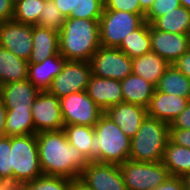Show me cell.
Listing matches in <instances>:
<instances>
[{
	"label": "cell",
	"instance_id": "d6a6232c",
	"mask_svg": "<svg viewBox=\"0 0 190 190\" xmlns=\"http://www.w3.org/2000/svg\"><path fill=\"white\" fill-rule=\"evenodd\" d=\"M104 9V0H77L76 10L71 18L100 20Z\"/></svg>",
	"mask_w": 190,
	"mask_h": 190
},
{
	"label": "cell",
	"instance_id": "8d00e7d4",
	"mask_svg": "<svg viewBox=\"0 0 190 190\" xmlns=\"http://www.w3.org/2000/svg\"><path fill=\"white\" fill-rule=\"evenodd\" d=\"M169 140L176 145L190 148V129L169 128Z\"/></svg>",
	"mask_w": 190,
	"mask_h": 190
},
{
	"label": "cell",
	"instance_id": "277c9868",
	"mask_svg": "<svg viewBox=\"0 0 190 190\" xmlns=\"http://www.w3.org/2000/svg\"><path fill=\"white\" fill-rule=\"evenodd\" d=\"M170 124L148 115L131 138L129 159L141 162L162 161L169 140Z\"/></svg>",
	"mask_w": 190,
	"mask_h": 190
},
{
	"label": "cell",
	"instance_id": "bcb514c9",
	"mask_svg": "<svg viewBox=\"0 0 190 190\" xmlns=\"http://www.w3.org/2000/svg\"><path fill=\"white\" fill-rule=\"evenodd\" d=\"M184 182V190H190V174L182 177Z\"/></svg>",
	"mask_w": 190,
	"mask_h": 190
},
{
	"label": "cell",
	"instance_id": "b9f144b4",
	"mask_svg": "<svg viewBox=\"0 0 190 190\" xmlns=\"http://www.w3.org/2000/svg\"><path fill=\"white\" fill-rule=\"evenodd\" d=\"M173 65L190 79V49L173 63Z\"/></svg>",
	"mask_w": 190,
	"mask_h": 190
},
{
	"label": "cell",
	"instance_id": "5b68a950",
	"mask_svg": "<svg viewBox=\"0 0 190 190\" xmlns=\"http://www.w3.org/2000/svg\"><path fill=\"white\" fill-rule=\"evenodd\" d=\"M11 168L13 184L19 188L43 175L36 134L11 137Z\"/></svg>",
	"mask_w": 190,
	"mask_h": 190
},
{
	"label": "cell",
	"instance_id": "d6986e66",
	"mask_svg": "<svg viewBox=\"0 0 190 190\" xmlns=\"http://www.w3.org/2000/svg\"><path fill=\"white\" fill-rule=\"evenodd\" d=\"M66 61L61 54H58L48 57L41 63H29L28 80L39 91H47L53 79L62 71Z\"/></svg>",
	"mask_w": 190,
	"mask_h": 190
},
{
	"label": "cell",
	"instance_id": "7a4b0ae2",
	"mask_svg": "<svg viewBox=\"0 0 190 190\" xmlns=\"http://www.w3.org/2000/svg\"><path fill=\"white\" fill-rule=\"evenodd\" d=\"M100 47L99 20L67 17L59 32V53L66 60L90 61Z\"/></svg>",
	"mask_w": 190,
	"mask_h": 190
},
{
	"label": "cell",
	"instance_id": "6da1fadb",
	"mask_svg": "<svg viewBox=\"0 0 190 190\" xmlns=\"http://www.w3.org/2000/svg\"><path fill=\"white\" fill-rule=\"evenodd\" d=\"M40 167L43 175L62 176L79 180L89 160L70 145L65 131L36 133Z\"/></svg>",
	"mask_w": 190,
	"mask_h": 190
},
{
	"label": "cell",
	"instance_id": "9c48e42d",
	"mask_svg": "<svg viewBox=\"0 0 190 190\" xmlns=\"http://www.w3.org/2000/svg\"><path fill=\"white\" fill-rule=\"evenodd\" d=\"M92 75L123 80L132 74V59L119 48L100 46L90 61Z\"/></svg>",
	"mask_w": 190,
	"mask_h": 190
},
{
	"label": "cell",
	"instance_id": "1f68e13d",
	"mask_svg": "<svg viewBox=\"0 0 190 190\" xmlns=\"http://www.w3.org/2000/svg\"><path fill=\"white\" fill-rule=\"evenodd\" d=\"M65 17L53 0H45L44 7L37 26L60 32L65 22Z\"/></svg>",
	"mask_w": 190,
	"mask_h": 190
},
{
	"label": "cell",
	"instance_id": "603a6c76",
	"mask_svg": "<svg viewBox=\"0 0 190 190\" xmlns=\"http://www.w3.org/2000/svg\"><path fill=\"white\" fill-rule=\"evenodd\" d=\"M29 62L0 46L1 85L28 79Z\"/></svg>",
	"mask_w": 190,
	"mask_h": 190
},
{
	"label": "cell",
	"instance_id": "3957f363",
	"mask_svg": "<svg viewBox=\"0 0 190 190\" xmlns=\"http://www.w3.org/2000/svg\"><path fill=\"white\" fill-rule=\"evenodd\" d=\"M90 161L121 165L129 159L131 138L103 113L94 125Z\"/></svg>",
	"mask_w": 190,
	"mask_h": 190
},
{
	"label": "cell",
	"instance_id": "ba28073f",
	"mask_svg": "<svg viewBox=\"0 0 190 190\" xmlns=\"http://www.w3.org/2000/svg\"><path fill=\"white\" fill-rule=\"evenodd\" d=\"M64 125L94 127L104 113L89 97L87 91L72 93L59 99Z\"/></svg>",
	"mask_w": 190,
	"mask_h": 190
},
{
	"label": "cell",
	"instance_id": "4fadbf2b",
	"mask_svg": "<svg viewBox=\"0 0 190 190\" xmlns=\"http://www.w3.org/2000/svg\"><path fill=\"white\" fill-rule=\"evenodd\" d=\"M0 46L28 61L33 47L32 25L13 20L0 22Z\"/></svg>",
	"mask_w": 190,
	"mask_h": 190
},
{
	"label": "cell",
	"instance_id": "e575fe53",
	"mask_svg": "<svg viewBox=\"0 0 190 190\" xmlns=\"http://www.w3.org/2000/svg\"><path fill=\"white\" fill-rule=\"evenodd\" d=\"M180 6V0H154L150 10L145 14V21L151 24L155 19Z\"/></svg>",
	"mask_w": 190,
	"mask_h": 190
},
{
	"label": "cell",
	"instance_id": "e0dca14e",
	"mask_svg": "<svg viewBox=\"0 0 190 190\" xmlns=\"http://www.w3.org/2000/svg\"><path fill=\"white\" fill-rule=\"evenodd\" d=\"M189 102V98L167 94L155 89L147 107V115L171 124Z\"/></svg>",
	"mask_w": 190,
	"mask_h": 190
},
{
	"label": "cell",
	"instance_id": "44dd1931",
	"mask_svg": "<svg viewBox=\"0 0 190 190\" xmlns=\"http://www.w3.org/2000/svg\"><path fill=\"white\" fill-rule=\"evenodd\" d=\"M122 96L125 103H131L147 108L156 86L141 76L133 73L120 81Z\"/></svg>",
	"mask_w": 190,
	"mask_h": 190
},
{
	"label": "cell",
	"instance_id": "ac0fdd59",
	"mask_svg": "<svg viewBox=\"0 0 190 190\" xmlns=\"http://www.w3.org/2000/svg\"><path fill=\"white\" fill-rule=\"evenodd\" d=\"M39 92L28 79L0 86V98L6 109H31Z\"/></svg>",
	"mask_w": 190,
	"mask_h": 190
},
{
	"label": "cell",
	"instance_id": "2e32d148",
	"mask_svg": "<svg viewBox=\"0 0 190 190\" xmlns=\"http://www.w3.org/2000/svg\"><path fill=\"white\" fill-rule=\"evenodd\" d=\"M104 113L120 127L126 136L132 138L146 118L147 108L122 102L111 106Z\"/></svg>",
	"mask_w": 190,
	"mask_h": 190
},
{
	"label": "cell",
	"instance_id": "7bdbcfd3",
	"mask_svg": "<svg viewBox=\"0 0 190 190\" xmlns=\"http://www.w3.org/2000/svg\"><path fill=\"white\" fill-rule=\"evenodd\" d=\"M7 109L0 98V137L5 136V121Z\"/></svg>",
	"mask_w": 190,
	"mask_h": 190
},
{
	"label": "cell",
	"instance_id": "8fae6325",
	"mask_svg": "<svg viewBox=\"0 0 190 190\" xmlns=\"http://www.w3.org/2000/svg\"><path fill=\"white\" fill-rule=\"evenodd\" d=\"M35 134L43 131H59L64 128L60 101L48 91H40L31 107Z\"/></svg>",
	"mask_w": 190,
	"mask_h": 190
},
{
	"label": "cell",
	"instance_id": "83f0119b",
	"mask_svg": "<svg viewBox=\"0 0 190 190\" xmlns=\"http://www.w3.org/2000/svg\"><path fill=\"white\" fill-rule=\"evenodd\" d=\"M35 134L31 109H7L5 136Z\"/></svg>",
	"mask_w": 190,
	"mask_h": 190
},
{
	"label": "cell",
	"instance_id": "74e56055",
	"mask_svg": "<svg viewBox=\"0 0 190 190\" xmlns=\"http://www.w3.org/2000/svg\"><path fill=\"white\" fill-rule=\"evenodd\" d=\"M170 128L190 129V102L186 108L172 121Z\"/></svg>",
	"mask_w": 190,
	"mask_h": 190
},
{
	"label": "cell",
	"instance_id": "681fc988",
	"mask_svg": "<svg viewBox=\"0 0 190 190\" xmlns=\"http://www.w3.org/2000/svg\"><path fill=\"white\" fill-rule=\"evenodd\" d=\"M9 182L0 175V188L6 186Z\"/></svg>",
	"mask_w": 190,
	"mask_h": 190
},
{
	"label": "cell",
	"instance_id": "7dc6e473",
	"mask_svg": "<svg viewBox=\"0 0 190 190\" xmlns=\"http://www.w3.org/2000/svg\"><path fill=\"white\" fill-rule=\"evenodd\" d=\"M0 190H20V188L12 183H8L6 186L0 188Z\"/></svg>",
	"mask_w": 190,
	"mask_h": 190
},
{
	"label": "cell",
	"instance_id": "484cf974",
	"mask_svg": "<svg viewBox=\"0 0 190 190\" xmlns=\"http://www.w3.org/2000/svg\"><path fill=\"white\" fill-rule=\"evenodd\" d=\"M156 90L190 99V79L170 64L159 79Z\"/></svg>",
	"mask_w": 190,
	"mask_h": 190
},
{
	"label": "cell",
	"instance_id": "9a60e30c",
	"mask_svg": "<svg viewBox=\"0 0 190 190\" xmlns=\"http://www.w3.org/2000/svg\"><path fill=\"white\" fill-rule=\"evenodd\" d=\"M86 91L104 112L111 106L124 102L120 80L91 75Z\"/></svg>",
	"mask_w": 190,
	"mask_h": 190
},
{
	"label": "cell",
	"instance_id": "4dcf8cb0",
	"mask_svg": "<svg viewBox=\"0 0 190 190\" xmlns=\"http://www.w3.org/2000/svg\"><path fill=\"white\" fill-rule=\"evenodd\" d=\"M73 180L53 175H41L27 182L20 190H69Z\"/></svg>",
	"mask_w": 190,
	"mask_h": 190
},
{
	"label": "cell",
	"instance_id": "c3c4849f",
	"mask_svg": "<svg viewBox=\"0 0 190 190\" xmlns=\"http://www.w3.org/2000/svg\"><path fill=\"white\" fill-rule=\"evenodd\" d=\"M181 6H184L186 9L190 10V0H180Z\"/></svg>",
	"mask_w": 190,
	"mask_h": 190
},
{
	"label": "cell",
	"instance_id": "d4e9b609",
	"mask_svg": "<svg viewBox=\"0 0 190 190\" xmlns=\"http://www.w3.org/2000/svg\"><path fill=\"white\" fill-rule=\"evenodd\" d=\"M151 25L158 30L175 34H188L190 30V10L184 6L155 19Z\"/></svg>",
	"mask_w": 190,
	"mask_h": 190
},
{
	"label": "cell",
	"instance_id": "8992f818",
	"mask_svg": "<svg viewBox=\"0 0 190 190\" xmlns=\"http://www.w3.org/2000/svg\"><path fill=\"white\" fill-rule=\"evenodd\" d=\"M145 22V15L104 10L99 20L100 46L118 48L124 38Z\"/></svg>",
	"mask_w": 190,
	"mask_h": 190
},
{
	"label": "cell",
	"instance_id": "30bf717a",
	"mask_svg": "<svg viewBox=\"0 0 190 190\" xmlns=\"http://www.w3.org/2000/svg\"><path fill=\"white\" fill-rule=\"evenodd\" d=\"M91 75L88 61L67 60L47 91L59 99L72 93L86 91Z\"/></svg>",
	"mask_w": 190,
	"mask_h": 190
},
{
	"label": "cell",
	"instance_id": "60d3db41",
	"mask_svg": "<svg viewBox=\"0 0 190 190\" xmlns=\"http://www.w3.org/2000/svg\"><path fill=\"white\" fill-rule=\"evenodd\" d=\"M65 18L70 17L76 10L77 0H53Z\"/></svg>",
	"mask_w": 190,
	"mask_h": 190
},
{
	"label": "cell",
	"instance_id": "f1b7e54d",
	"mask_svg": "<svg viewBox=\"0 0 190 190\" xmlns=\"http://www.w3.org/2000/svg\"><path fill=\"white\" fill-rule=\"evenodd\" d=\"M63 130L69 144L77 148L90 161V148L95 133L94 127L73 124L64 125Z\"/></svg>",
	"mask_w": 190,
	"mask_h": 190
},
{
	"label": "cell",
	"instance_id": "ffe728a7",
	"mask_svg": "<svg viewBox=\"0 0 190 190\" xmlns=\"http://www.w3.org/2000/svg\"><path fill=\"white\" fill-rule=\"evenodd\" d=\"M33 47L29 63H41L59 53V32L32 25Z\"/></svg>",
	"mask_w": 190,
	"mask_h": 190
},
{
	"label": "cell",
	"instance_id": "5bb4252c",
	"mask_svg": "<svg viewBox=\"0 0 190 190\" xmlns=\"http://www.w3.org/2000/svg\"><path fill=\"white\" fill-rule=\"evenodd\" d=\"M151 51L157 53L170 64L175 63L190 49L188 34L168 33L155 29L149 24Z\"/></svg>",
	"mask_w": 190,
	"mask_h": 190
},
{
	"label": "cell",
	"instance_id": "ab89813d",
	"mask_svg": "<svg viewBox=\"0 0 190 190\" xmlns=\"http://www.w3.org/2000/svg\"><path fill=\"white\" fill-rule=\"evenodd\" d=\"M151 190H184L182 177L170 176L164 183Z\"/></svg>",
	"mask_w": 190,
	"mask_h": 190
},
{
	"label": "cell",
	"instance_id": "7402d4cb",
	"mask_svg": "<svg viewBox=\"0 0 190 190\" xmlns=\"http://www.w3.org/2000/svg\"><path fill=\"white\" fill-rule=\"evenodd\" d=\"M169 66V62L152 51L132 59V73L155 86Z\"/></svg>",
	"mask_w": 190,
	"mask_h": 190
},
{
	"label": "cell",
	"instance_id": "f546056e",
	"mask_svg": "<svg viewBox=\"0 0 190 190\" xmlns=\"http://www.w3.org/2000/svg\"><path fill=\"white\" fill-rule=\"evenodd\" d=\"M45 0H15L13 21L36 25Z\"/></svg>",
	"mask_w": 190,
	"mask_h": 190
},
{
	"label": "cell",
	"instance_id": "d590c367",
	"mask_svg": "<svg viewBox=\"0 0 190 190\" xmlns=\"http://www.w3.org/2000/svg\"><path fill=\"white\" fill-rule=\"evenodd\" d=\"M104 10L126 11L138 15H145L141 10L139 0H104Z\"/></svg>",
	"mask_w": 190,
	"mask_h": 190
},
{
	"label": "cell",
	"instance_id": "4316f807",
	"mask_svg": "<svg viewBox=\"0 0 190 190\" xmlns=\"http://www.w3.org/2000/svg\"><path fill=\"white\" fill-rule=\"evenodd\" d=\"M118 48L131 59L151 52L149 23L145 21L126 36Z\"/></svg>",
	"mask_w": 190,
	"mask_h": 190
},
{
	"label": "cell",
	"instance_id": "f6af8a7d",
	"mask_svg": "<svg viewBox=\"0 0 190 190\" xmlns=\"http://www.w3.org/2000/svg\"><path fill=\"white\" fill-rule=\"evenodd\" d=\"M139 1H140L141 10L145 14L150 10V8L154 2V0H139Z\"/></svg>",
	"mask_w": 190,
	"mask_h": 190
},
{
	"label": "cell",
	"instance_id": "f35d334b",
	"mask_svg": "<svg viewBox=\"0 0 190 190\" xmlns=\"http://www.w3.org/2000/svg\"><path fill=\"white\" fill-rule=\"evenodd\" d=\"M14 5L15 0H0V22L13 19Z\"/></svg>",
	"mask_w": 190,
	"mask_h": 190
},
{
	"label": "cell",
	"instance_id": "ee69618b",
	"mask_svg": "<svg viewBox=\"0 0 190 190\" xmlns=\"http://www.w3.org/2000/svg\"><path fill=\"white\" fill-rule=\"evenodd\" d=\"M69 190H91L88 189L82 182H80L79 180H73Z\"/></svg>",
	"mask_w": 190,
	"mask_h": 190
},
{
	"label": "cell",
	"instance_id": "7c38bea8",
	"mask_svg": "<svg viewBox=\"0 0 190 190\" xmlns=\"http://www.w3.org/2000/svg\"><path fill=\"white\" fill-rule=\"evenodd\" d=\"M79 181L91 190H127L119 165L89 161Z\"/></svg>",
	"mask_w": 190,
	"mask_h": 190
},
{
	"label": "cell",
	"instance_id": "cb8c5ba5",
	"mask_svg": "<svg viewBox=\"0 0 190 190\" xmlns=\"http://www.w3.org/2000/svg\"><path fill=\"white\" fill-rule=\"evenodd\" d=\"M162 163L171 176L183 177L190 174V148L176 145L168 140Z\"/></svg>",
	"mask_w": 190,
	"mask_h": 190
},
{
	"label": "cell",
	"instance_id": "836d02e7",
	"mask_svg": "<svg viewBox=\"0 0 190 190\" xmlns=\"http://www.w3.org/2000/svg\"><path fill=\"white\" fill-rule=\"evenodd\" d=\"M0 175L13 184L11 168V137H0Z\"/></svg>",
	"mask_w": 190,
	"mask_h": 190
},
{
	"label": "cell",
	"instance_id": "52a82bcc",
	"mask_svg": "<svg viewBox=\"0 0 190 190\" xmlns=\"http://www.w3.org/2000/svg\"><path fill=\"white\" fill-rule=\"evenodd\" d=\"M119 167L127 190H151L171 176L162 161L141 162L128 159Z\"/></svg>",
	"mask_w": 190,
	"mask_h": 190
}]
</instances>
